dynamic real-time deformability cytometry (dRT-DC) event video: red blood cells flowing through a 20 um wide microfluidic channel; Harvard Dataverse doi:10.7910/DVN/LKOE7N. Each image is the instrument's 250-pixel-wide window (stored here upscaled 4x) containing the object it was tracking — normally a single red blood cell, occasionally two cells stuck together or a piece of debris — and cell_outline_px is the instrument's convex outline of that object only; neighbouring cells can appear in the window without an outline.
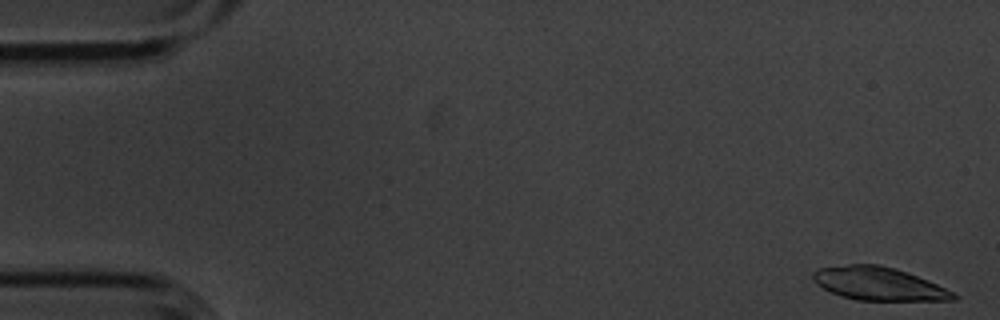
{"species": "common noctule bat (a hibernating species)", "species_latin": "Nyctalus noctula", "temperature_condition": "cold", "stored_images_in_passage": 4, "camera_frame_rate_fps": 3000, "um_per_image_px": 0.085, "animal": {"sex": "male", "body_mass_g": 20.1, "forearm_length_mm": 53.5}, "frame": {"image": 1, "passage_image": 1, "time_ms": 0.0, "image_size_px": [1000, 320], "cell_outline_px": [[960, 296], [956, 300], [856, 300], [840, 296], [816, 284], [812, 280], [812, 272], [816, 268], [848, 264], [876, 264], [892, 268], [916, 276], [936, 284]], "centroid_in_image_um": [74.62, 24.12], "position_along_channel_um": 10.4, "area_um2": 26.88}}